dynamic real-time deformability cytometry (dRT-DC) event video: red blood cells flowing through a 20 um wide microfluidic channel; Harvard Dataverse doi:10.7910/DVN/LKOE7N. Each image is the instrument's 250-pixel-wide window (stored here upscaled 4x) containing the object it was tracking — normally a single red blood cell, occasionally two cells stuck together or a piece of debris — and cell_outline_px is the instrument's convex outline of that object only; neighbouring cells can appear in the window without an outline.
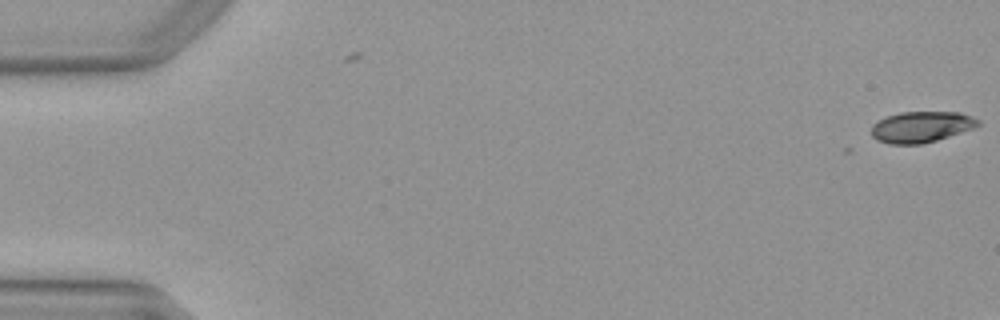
{"species": "Egyptian fruit bat (a non-hibernating species)", "species_latin": "Rousettus aegyptiacus", "temperature_condition": "warm", "stored_images_in_passage": 4, "camera_frame_rate_fps": 3000, "um_per_image_px": 0.085, "animal": {"sex": "female"}, "frame": {"image": 1, "passage_image": 1, "time_ms": 0.0, "image_size_px": [1000, 320], "cell_outline_px": [[980, 124], [972, 128], [936, 140], [920, 144], [888, 144], [876, 140], [872, 136], [872, 124], [888, 116], [900, 112], [960, 112], [972, 116], [980, 120]], "centroid_in_image_um": [78.29, 10.78], "position_along_channel_um": 6.7, "area_um2": 19.13}}